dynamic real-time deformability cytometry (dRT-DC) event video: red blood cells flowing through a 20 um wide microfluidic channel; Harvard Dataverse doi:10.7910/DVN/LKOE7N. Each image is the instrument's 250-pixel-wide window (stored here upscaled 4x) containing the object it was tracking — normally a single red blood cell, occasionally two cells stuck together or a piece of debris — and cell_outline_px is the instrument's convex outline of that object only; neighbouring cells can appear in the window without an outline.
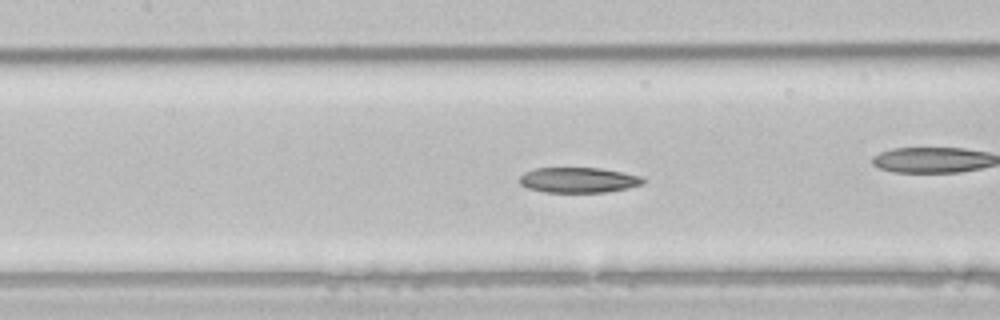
{"species": "common noctule bat (a hibernating species)", "species_latin": "Nyctalus noctula", "temperature_condition": "room temperature", "stored_images_in_passage": 52, "camera_frame_rate_fps": 3000, "um_per_image_px": 0.085, "animal": {"sex": "male", "body_mass_g": 21.5, "forearm_length_mm": 52.0}, "frame": {"image": 1, "passage_image": 23, "time_ms": 7.333, "image_size_px": [1000, 320], "cell_outline_px": [[644, 184], [628, 188], [604, 192], [544, 192], [528, 188], [520, 184], [520, 176], [524, 172], [532, 168], [600, 168], [640, 176], [644, 180]], "centroid_in_image_um": [49.13, 15.3], "position_along_channel_um": 158.3, "area_um2": 18.15}, "authors_computed_cell_mechanics": {"area_um2": 21.4727, "velocity_mm_per_s": 4.0248, "shape_relaxation_time_tau1_ms": 8.8625, "shape_relaxation_time_tau2_ms": 5.2743, "deformation_change_tau1": 0.1879, "deformation_change_tau2": 0.1204}}